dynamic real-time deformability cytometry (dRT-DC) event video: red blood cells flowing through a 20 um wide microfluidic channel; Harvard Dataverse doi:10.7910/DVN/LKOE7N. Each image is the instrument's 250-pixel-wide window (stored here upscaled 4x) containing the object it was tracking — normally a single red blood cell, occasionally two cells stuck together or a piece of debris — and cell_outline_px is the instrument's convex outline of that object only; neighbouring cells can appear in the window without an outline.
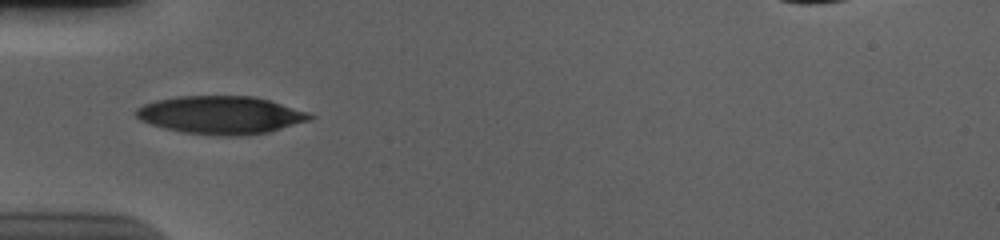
{"species": "human", "species_latin": "Homo sapiens", "temperature_condition": "cold", "stored_images_in_passage": 38, "camera_frame_rate_fps": 3000, "um_per_image_px": 0.085, "donor": {"sex": "male"}, "frame": {"image": 1, "passage_image": 1, "time_ms": 0.0, "image_size_px": [1000, 240], "cell_outline_px": [[316, 116], [312, 120], [268, 132], [236, 136], [224, 136], [184, 132], [164, 128], [140, 120], [132, 112], [136, 108], [144, 104], [156, 100], [176, 96], [252, 96], [268, 100], [308, 112]], "centroid_in_image_um": [18.76, 9.77], "position_along_channel_um": 66.2, "area_um2": 38.38}}
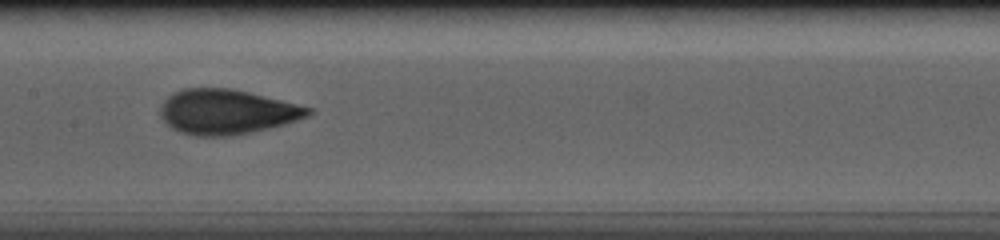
{"frame": {"image": 2, "passage_image": 11, "time_ms": 3.333, "image_size_px": [1000, 240], "cell_outline_px": [[312, 112], [308, 116], [284, 124], [268, 128], [228, 136], [196, 136], [180, 132], [172, 128], [160, 116], [160, 104], [172, 92], [184, 88], [228, 88], [248, 92], [312, 108]], "centroid_in_image_um": [19.22, 9.5], "position_along_channel_um": 188.2, "area_um2": 38.32}}
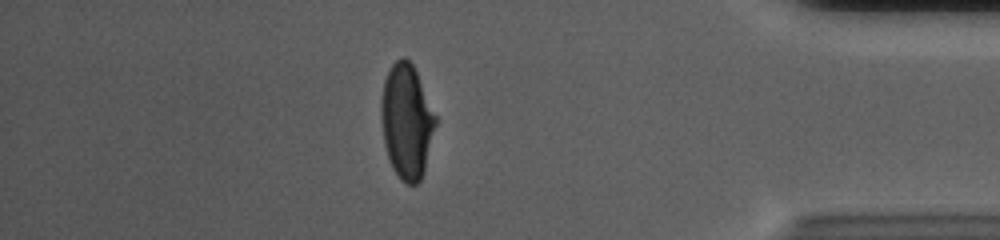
{"frame": {"image": 3, "passage_image": 31, "time_ms": 10.0, "image_size_px": [1000, 240], "cell_outline_px": [[436, 124], [424, 172], [420, 180], [416, 184], [408, 184], [400, 180], [392, 168], [388, 160], [384, 144], [380, 112], [380, 100], [384, 80], [388, 68], [400, 56], [404, 56], [412, 64], [416, 72], [436, 116]], "centroid_in_image_um": [34.54, 10.31], "position_along_channel_um": 400.7, "area_um2": 36.47}, "authors_computed_cell_mechanics": {"area_um2": 37.3099, "velocity_mm_per_s": 3.6964, "shape_relaxation_time_tau1_ms": 4.0836, "shape_relaxation_time_tau2_ms": 1.1438, "deformation_change_tau1": 0.1769, "deformation_change_tau2": 0.0645}}